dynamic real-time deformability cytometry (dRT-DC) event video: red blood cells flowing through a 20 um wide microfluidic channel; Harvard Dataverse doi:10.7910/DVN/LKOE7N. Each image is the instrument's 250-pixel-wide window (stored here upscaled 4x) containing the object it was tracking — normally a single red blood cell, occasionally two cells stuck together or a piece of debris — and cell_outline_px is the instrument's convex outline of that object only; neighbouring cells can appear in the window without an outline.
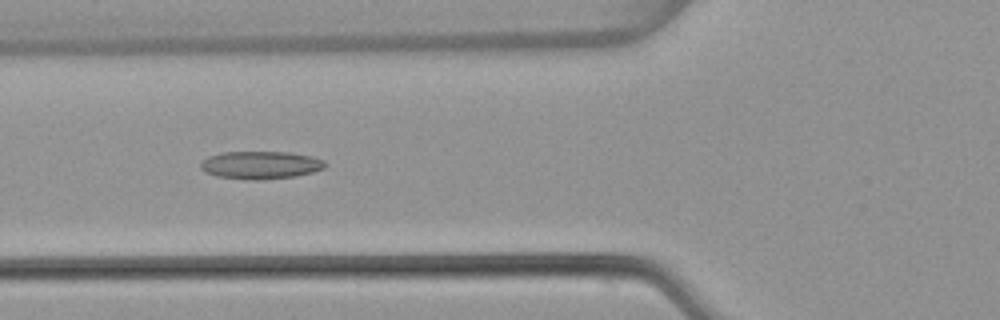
{"species": "common noctule bat (a hibernating species)", "species_latin": "Nyctalus noctula", "temperature_condition": "warm", "stored_images_in_passage": 53, "camera_frame_rate_fps": 3000, "um_per_image_px": 0.085, "animal": {"sex": "female", "body_mass_g": 22.7, "forearm_length_mm": 54.2}, "frame": {"image": 1, "passage_image": 20, "time_ms": 6.333, "image_size_px": [1000, 320], "cell_outline_px": [[328, 164], [324, 168], [312, 172], [296, 176], [264, 180], [252, 180], [216, 176], [204, 172], [200, 168], [200, 164], [208, 156], [224, 152], [288, 152], [312, 156], [324, 160]], "centroid_in_image_um": [22.16, 14.03], "position_along_channel_um": 103.6, "area_um2": 20.29}}
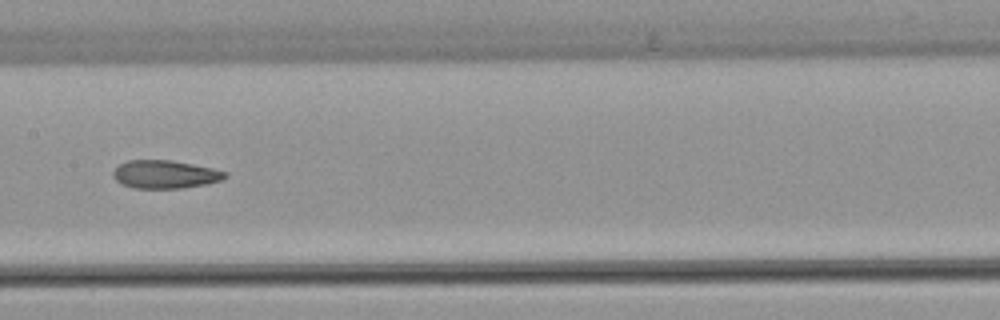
{"frame": {"image": 2, "passage_image": 27, "time_ms": 8.667, "image_size_px": [1000, 320], "cell_outline_px": [[228, 176], [220, 180], [208, 184], [184, 188], [132, 188], [116, 180], [112, 176], [112, 172], [120, 164], [128, 160], [172, 160], [212, 168], [228, 172]], "centroid_in_image_um": [14.05, 14.82], "position_along_channel_um": 193.4, "area_um2": 18.38}}
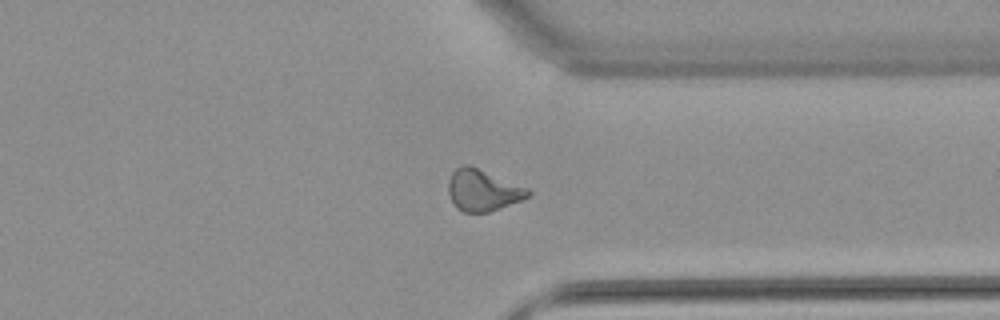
{"frame": {"image": 3, "passage_image": 41, "time_ms": 13.333, "image_size_px": [1000, 320], "cell_outline_px": [[532, 192], [528, 196], [520, 200], [500, 208], [488, 212], [464, 212], [456, 208], [448, 192], [448, 180], [452, 172], [456, 168], [464, 164], [468, 164], [528, 188]], "centroid_in_image_um": [41.01, 16.16], "position_along_channel_um": 370.4, "area_um2": 19.07}, "authors_computed_cell_mechanics": {"area_um2": 19.1896, "velocity_mm_per_s": 3.8266, "shape_relaxation_time_tau1_ms": null, "shape_relaxation_time_tau2_ms": 3.5832, "deformation_change_tau1": null, "deformation_change_tau2": 0.111}}